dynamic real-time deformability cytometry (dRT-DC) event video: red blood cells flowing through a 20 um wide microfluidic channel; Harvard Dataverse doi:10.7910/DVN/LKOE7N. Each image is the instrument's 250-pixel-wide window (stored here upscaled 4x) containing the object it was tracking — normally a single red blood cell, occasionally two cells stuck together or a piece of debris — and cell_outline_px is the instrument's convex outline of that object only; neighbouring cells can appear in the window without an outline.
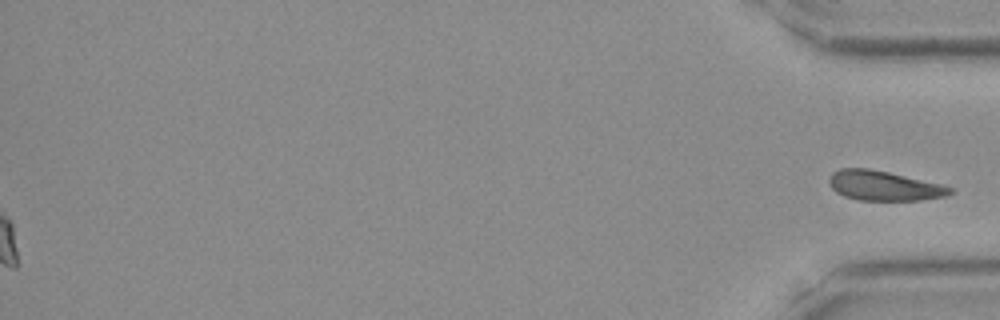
{"species": "Egyptian fruit bat (a non-hibernating species)", "species_latin": "Rousettus aegyptiacus", "temperature_condition": "room temperature", "stored_images_in_passage": 47, "segment_of_instrument_passage": [2, 2], "camera_frame_rate_fps": 3000, "um_per_image_px": 0.085, "frame": {"image": 1, "passage_image": 47, "time_ms": 15.333, "image_size_px": [1000, 320], "cell_outline_px": [[952, 192], [948, 196], [920, 200], [860, 200], [844, 196], [836, 192], [832, 188], [828, 180], [828, 176], [832, 172], [840, 168], [868, 168], [888, 172], [940, 184], [952, 188]], "centroid_in_image_um": [75.09, 15.78], "position_along_channel_um": 360.1, "area_um2": 20.87}}